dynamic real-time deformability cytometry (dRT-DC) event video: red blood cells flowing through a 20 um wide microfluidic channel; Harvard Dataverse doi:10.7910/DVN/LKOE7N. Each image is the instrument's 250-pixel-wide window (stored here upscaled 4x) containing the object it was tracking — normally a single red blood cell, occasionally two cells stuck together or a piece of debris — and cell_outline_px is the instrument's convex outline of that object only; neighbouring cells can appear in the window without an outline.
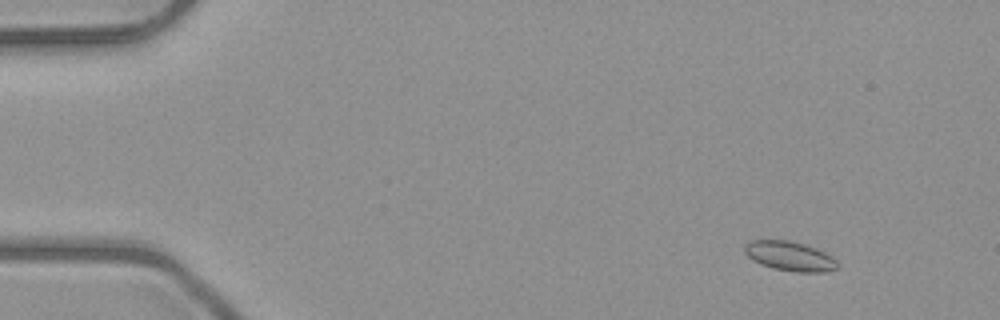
{"species": "common noctule bat (a hibernating species)", "species_latin": "Nyctalus noctula", "temperature_condition": "room temperature", "stored_images_in_passage": 51, "camera_frame_rate_fps": 3000, "um_per_image_px": 0.085, "animal": {"sex": "male", "body_mass_g": 23.1, "forearm_length_mm": 52.7}, "frame": {"image": 1, "passage_image": 4, "time_ms": 1.0, "image_size_px": [1000, 320], "cell_outline_px": [[840, 268], [824, 272], [796, 272], [772, 268], [760, 264], [752, 260], [744, 252], [744, 244], [752, 240], [788, 240], [804, 244], [816, 248], [832, 256], [840, 264]], "centroid_in_image_um": [67.15, 21.78], "position_along_channel_um": 17.9, "area_um2": 16.18}}
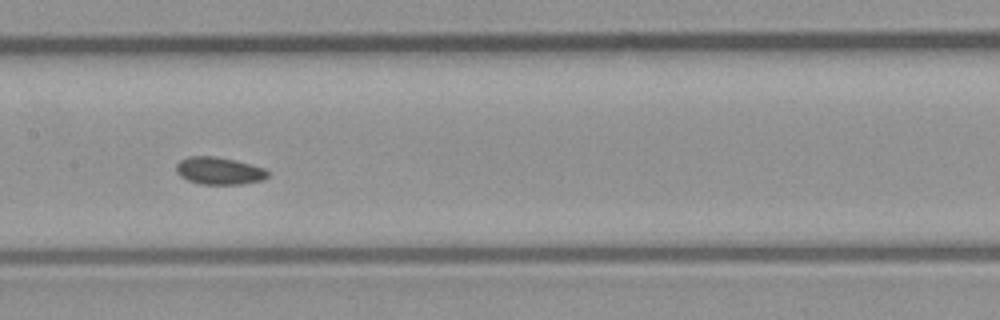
{"frame": {"image": 2, "passage_image": 25, "time_ms": 8.0, "image_size_px": [1000, 320], "cell_outline_px": [[268, 176], [264, 180], [240, 184], [200, 184], [188, 180], [180, 176], [176, 172], [176, 164], [180, 160], [188, 156], [216, 156], [236, 160], [264, 168], [268, 172]], "centroid_in_image_um": [18.61, 14.51], "position_along_channel_um": 188.8, "area_um2": 14.68}}
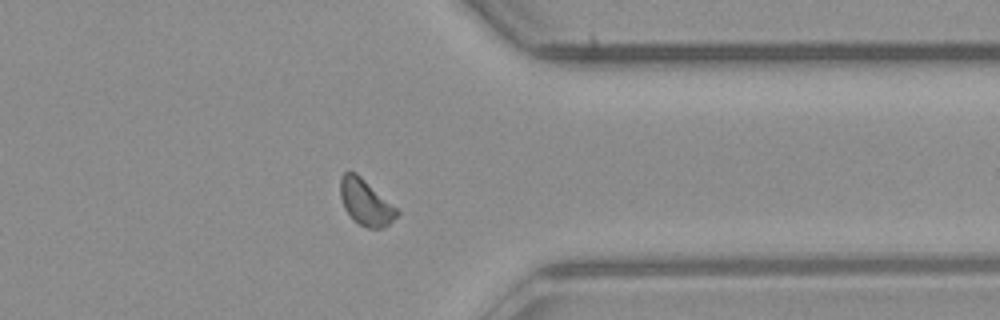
{"frame": {"image": 3, "passage_image": 40, "time_ms": 13.0, "image_size_px": [1000, 320], "cell_outline_px": [[400, 212], [388, 224], [380, 228], [368, 228], [360, 224], [344, 208], [340, 196], [340, 176], [344, 172], [356, 172], [396, 208]], "centroid_in_image_um": [31.05, 17.17], "position_along_channel_um": 380.4, "area_um2": 14.68}, "authors_computed_cell_mechanics": {"area_um2": 14.8546, "velocity_mm_per_s": 3.9921, "shape_relaxation_time_tau1_ms": null, "shape_relaxation_time_tau2_ms": 9.3171, "deformation_change_tau1": null, "deformation_change_tau2": 0.1006}}